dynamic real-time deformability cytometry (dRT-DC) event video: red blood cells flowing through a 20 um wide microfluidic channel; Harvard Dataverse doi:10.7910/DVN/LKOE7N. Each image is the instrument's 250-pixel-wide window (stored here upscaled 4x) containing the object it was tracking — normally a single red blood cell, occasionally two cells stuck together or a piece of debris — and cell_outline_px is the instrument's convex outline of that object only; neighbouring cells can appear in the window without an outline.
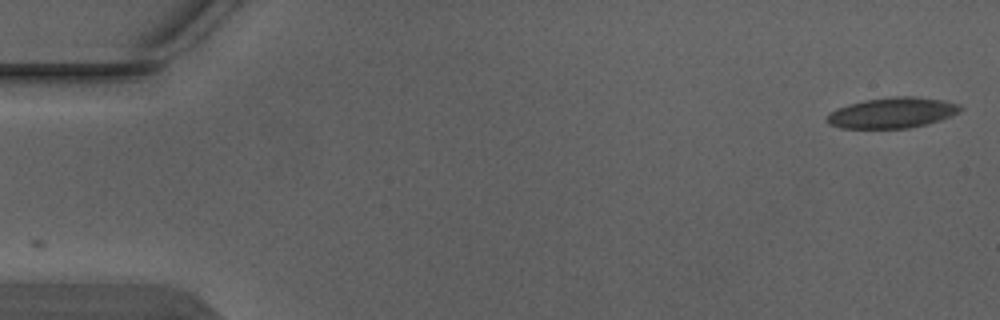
{"species": "Egyptian fruit bat (a non-hibernating species)", "species_latin": "Rousettus aegyptiacus", "temperature_condition": "warm", "stored_images_in_passage": 2, "camera_frame_rate_fps": 3000, "um_per_image_px": 0.085, "animal": {"sex": "male"}, "frame": {"image": 1, "passage_image": 2, "time_ms": 0.333, "image_size_px": [1000, 320], "cell_outline_px": [[964, 108], [960, 112], [952, 116], [928, 124], [908, 128], [840, 128], [828, 124], [828, 112], [836, 108], [848, 104], [864, 100], [896, 96], [916, 96], [944, 100], [960, 104]], "centroid_in_image_um": [75.88, 9.58], "position_along_channel_um": 9.1, "area_um2": 24.04}}